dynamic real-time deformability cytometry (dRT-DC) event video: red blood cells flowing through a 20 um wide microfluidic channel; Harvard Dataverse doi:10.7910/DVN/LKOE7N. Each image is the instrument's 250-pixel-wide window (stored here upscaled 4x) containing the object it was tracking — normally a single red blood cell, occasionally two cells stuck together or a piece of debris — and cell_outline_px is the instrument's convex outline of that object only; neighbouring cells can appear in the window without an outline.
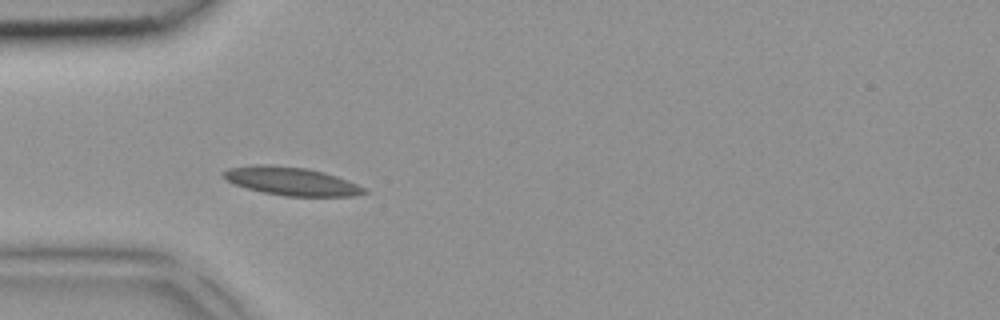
{"species": "common noctule bat (a hibernating species)", "species_latin": "Nyctalus noctula", "temperature_condition": "room temperature", "stored_images_in_passage": 3, "camera_frame_rate_fps": 3000, "um_per_image_px": 0.085, "animal": {"sex": "female", "body_mass_g": 18.4}, "frame": {"image": 1, "passage_image": 3, "time_ms": 0.667, "image_size_px": [1000, 320], "cell_outline_px": [[368, 192], [356, 196], [284, 196], [264, 192], [232, 184], [220, 172], [228, 168], [256, 164], [272, 164], [308, 168], [324, 172], [348, 180], [368, 188]], "centroid_in_image_um": [24.79, 15.39], "position_along_channel_um": 60.2, "area_um2": 23.41}}